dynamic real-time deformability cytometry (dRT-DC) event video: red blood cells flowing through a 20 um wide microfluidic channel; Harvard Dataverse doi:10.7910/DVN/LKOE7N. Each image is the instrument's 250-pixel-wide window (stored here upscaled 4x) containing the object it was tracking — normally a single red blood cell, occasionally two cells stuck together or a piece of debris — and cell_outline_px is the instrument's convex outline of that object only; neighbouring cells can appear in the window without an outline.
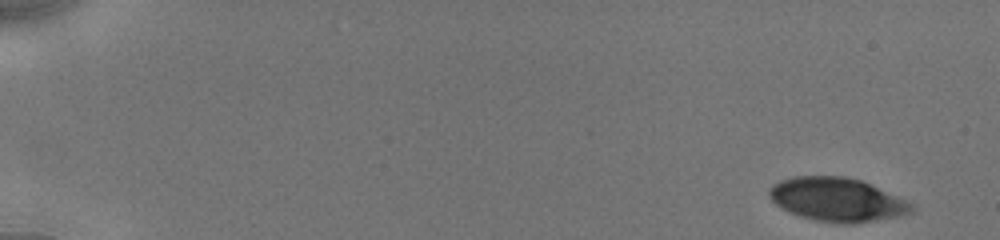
{"species": "human", "species_latin": "Homo sapiens", "temperature_condition": "cold", "stored_images_in_passage": 11, "camera_frame_rate_fps": 3000, "um_per_image_px": 0.085, "donor": {"sex": "male"}, "frame": {"image": 1, "passage_image": 1, "time_ms": 0.0, "image_size_px": [1000, 240], "cell_outline_px": [[912, 212], [896, 216], [876, 220], [852, 224], [840, 224], [816, 220], [800, 216], [776, 204], [772, 200], [768, 192], [768, 188], [772, 184], [780, 180], [792, 176], [844, 176], [860, 180], [872, 184], [912, 204]], "centroid_in_image_um": [71.11, 16.95], "position_along_channel_um": 13.9, "area_um2": 35.89}}
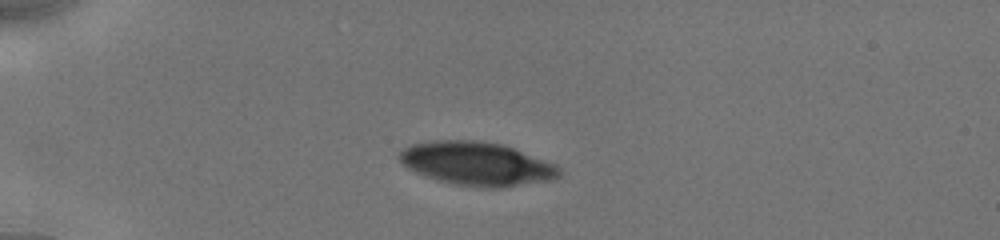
{"frame": {"image": 2, "passage_image": 7, "time_ms": 4.0, "image_size_px": [1000, 240], "cell_outline_px": [[564, 172], [560, 176], [548, 180], [500, 188], [484, 188], [456, 184], [424, 176], [408, 168], [400, 160], [400, 152], [404, 148], [412, 144], [432, 140], [476, 140], [504, 144], [556, 164]], "centroid_in_image_um": [40.57, 13.91], "position_along_channel_um": 44.4, "area_um2": 40.52}}
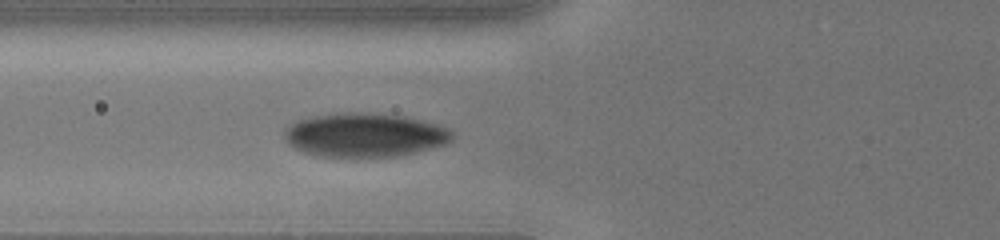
{"frame": {"image": 3, "passage_image": 11, "time_ms": 6.333, "image_size_px": [1000, 240], "cell_outline_px": [[456, 136], [452, 140], [444, 144], [396, 156], [320, 156], [304, 152], [288, 144], [284, 136], [284, 128], [300, 120], [316, 116], [348, 112], [360, 112], [404, 116], [436, 124], [448, 128]], "centroid_in_image_um": [31.0, 11.47], "position_along_channel_um": 94.8, "area_um2": 42.25}}